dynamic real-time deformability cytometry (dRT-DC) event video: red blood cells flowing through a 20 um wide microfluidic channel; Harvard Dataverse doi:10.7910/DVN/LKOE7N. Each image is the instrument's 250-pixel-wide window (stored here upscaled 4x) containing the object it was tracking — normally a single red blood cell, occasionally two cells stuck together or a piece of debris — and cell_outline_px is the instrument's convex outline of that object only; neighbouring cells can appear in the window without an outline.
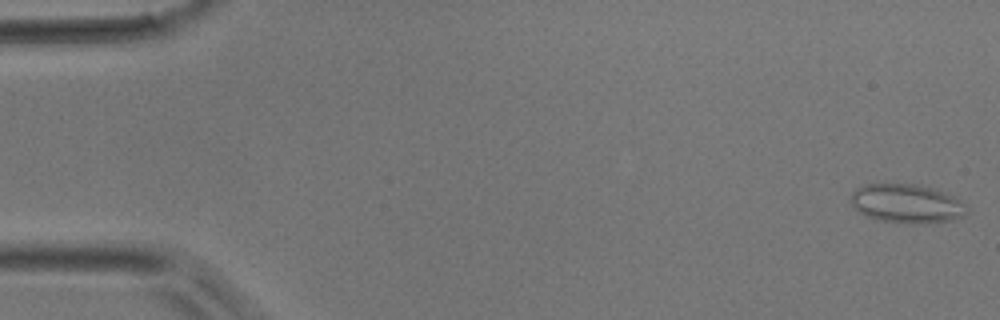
{"species": "common noctule bat (a hibernating species)", "species_latin": "Nyctalus noctula", "temperature_condition": "room temperature", "stored_images_in_passage": 44, "camera_frame_rate_fps": 3000, "um_per_image_px": 0.085, "animal": {"sex": "male", "body_mass_g": 17.9}, "frame": {"image": 1, "passage_image": 1, "time_ms": 0.0, "image_size_px": [1000, 320], "cell_outline_px": [[968, 212], [964, 216], [956, 220], [920, 224], [912, 224], [880, 220], [864, 216], [852, 204], [852, 192], [856, 188], [864, 184], [916, 184], [932, 188], [956, 196], [968, 208]], "centroid_in_image_um": [77.12, 17.32], "position_along_channel_um": 7.9, "area_um2": 26.53}}
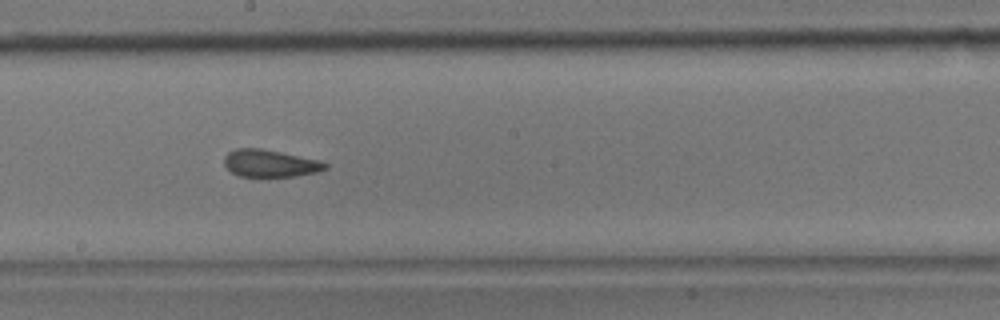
{"frame": {"image": 2, "passage_image": 24, "time_ms": 7.667, "image_size_px": [1000, 320], "cell_outline_px": [[328, 168], [316, 172], [296, 176], [240, 176], [232, 172], [224, 164], [224, 156], [228, 152], [236, 148], [260, 148], [280, 152], [316, 160], [328, 164]], "centroid_in_image_um": [22.92, 13.88], "position_along_channel_um": 225.3, "area_um2": 15.78}}
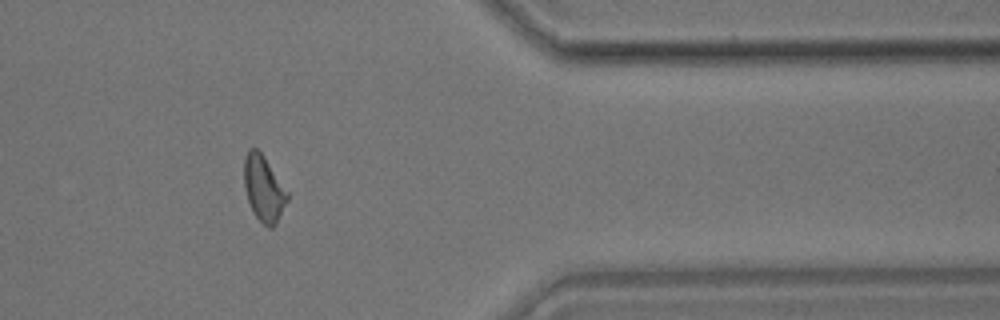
{"frame": {"image": 3, "passage_image": 36, "time_ms": 11.667, "image_size_px": [1000, 320], "cell_outline_px": [[288, 200], [276, 224], [272, 228], [268, 228], [256, 216], [248, 200], [244, 188], [244, 156], [248, 148], [256, 148], [264, 156], [288, 192]], "centroid_in_image_um": [22.41, 16.01], "position_along_channel_um": 389.0, "area_um2": 16.47}}